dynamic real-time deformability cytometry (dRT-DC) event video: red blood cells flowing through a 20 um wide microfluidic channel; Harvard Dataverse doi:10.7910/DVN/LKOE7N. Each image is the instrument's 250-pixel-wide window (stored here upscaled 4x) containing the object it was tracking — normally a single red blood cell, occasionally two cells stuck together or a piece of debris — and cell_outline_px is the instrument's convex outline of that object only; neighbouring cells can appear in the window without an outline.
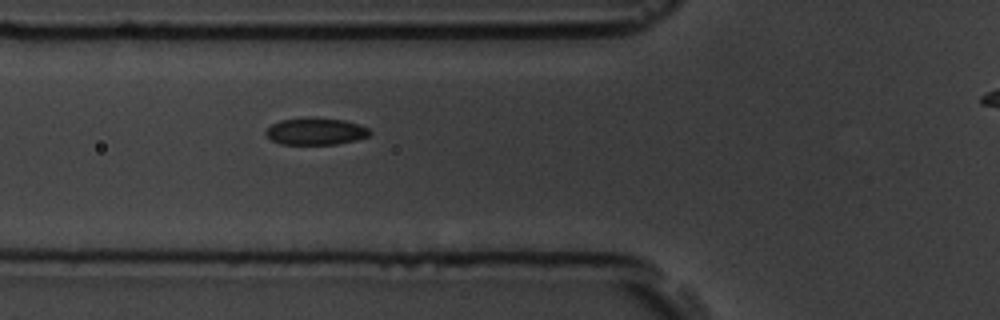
{"species": "common noctule bat (a hibernating species)", "species_latin": "Nyctalus noctula", "temperature_condition": "room temperature", "stored_images_in_passage": 6, "segment_of_instrument_passage": [1, 2], "camera_frame_rate_fps": 3000, "um_per_image_px": 0.085, "animal": {"sex": "male", "body_mass_g": 19.5, "forearm_length_mm": 54.6}, "frame": {"image": 1, "passage_image": 5, "time_ms": 6.333, "image_size_px": [1000, 320], "cell_outline_px": [[372, 132], [368, 136], [356, 140], [336, 144], [280, 144], [272, 140], [264, 132], [272, 124], [280, 120], [308, 116], [344, 120], [360, 124], [368, 128]], "centroid_in_image_um": [26.84, 11.15], "position_along_channel_um": 99.0, "area_um2": 16.53}}